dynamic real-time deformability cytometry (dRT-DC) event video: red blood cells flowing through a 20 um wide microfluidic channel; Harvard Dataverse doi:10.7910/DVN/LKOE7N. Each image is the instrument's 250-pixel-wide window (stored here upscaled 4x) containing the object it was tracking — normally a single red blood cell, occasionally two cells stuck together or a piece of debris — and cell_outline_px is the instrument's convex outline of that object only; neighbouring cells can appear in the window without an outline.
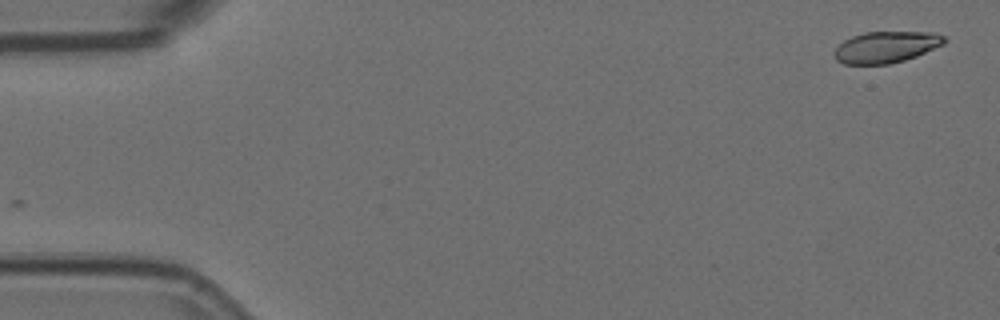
{"species": "Egyptian fruit bat (a non-hibernating species)", "species_latin": "Rousettus aegyptiacus", "temperature_condition": "room temperature", "stored_images_in_passage": 56, "camera_frame_rate_fps": 3000, "um_per_image_px": 0.085, "animal": {"sex": "female"}, "frame": {"image": 1, "passage_image": 1, "time_ms": 0.0, "image_size_px": [1000, 320], "cell_outline_px": [[948, 40], [944, 44], [916, 56], [904, 60], [888, 64], [844, 64], [836, 60], [832, 52], [844, 40], [852, 36], [864, 32], [936, 32], [944, 36]], "centroid_in_image_um": [75.32, 3.99], "position_along_channel_um": 9.7, "area_um2": 20.23}}
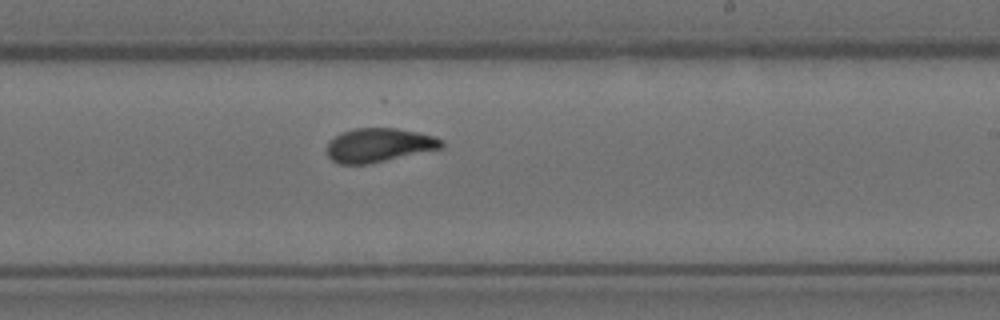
{"frame": {"image": 2, "passage_image": 33, "time_ms": 10.667, "image_size_px": [1000, 320], "cell_outline_px": [[444, 148], [368, 164], [340, 164], [332, 160], [328, 156], [328, 144], [336, 136], [344, 132], [356, 128], [396, 128], [436, 136], [444, 140]], "centroid_in_image_um": [32.28, 12.34], "position_along_channel_um": 256.7, "area_um2": 22.54}}
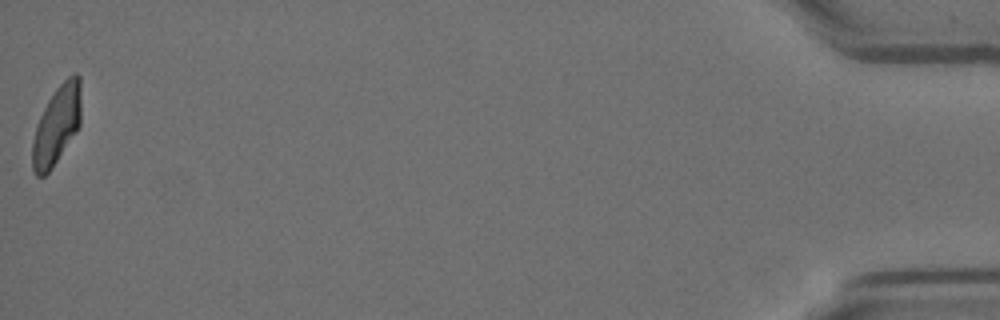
{"frame": {"image": 3, "passage_image": 56, "time_ms": 18.333, "image_size_px": [1000, 320], "cell_outline_px": [[80, 124], [76, 132], [52, 168], [44, 176], [36, 176], [32, 168], [32, 144], [36, 128], [40, 116], [48, 100], [56, 88], [68, 76], [76, 72], [80, 76]], "centroid_in_image_um": [4.82, 10.63], "position_along_channel_um": 430.4, "area_um2": 22.14}, "authors_computed_cell_mechanics": {"area_um2": 22.253, "velocity_mm_per_s": 3.5641, "shape_relaxation_time_tau1_ms": 5.3833, "shape_relaxation_time_tau2_ms": 1.5239, "deformation_change_tau1": 0.1701, "deformation_change_tau2": 0.0726}}